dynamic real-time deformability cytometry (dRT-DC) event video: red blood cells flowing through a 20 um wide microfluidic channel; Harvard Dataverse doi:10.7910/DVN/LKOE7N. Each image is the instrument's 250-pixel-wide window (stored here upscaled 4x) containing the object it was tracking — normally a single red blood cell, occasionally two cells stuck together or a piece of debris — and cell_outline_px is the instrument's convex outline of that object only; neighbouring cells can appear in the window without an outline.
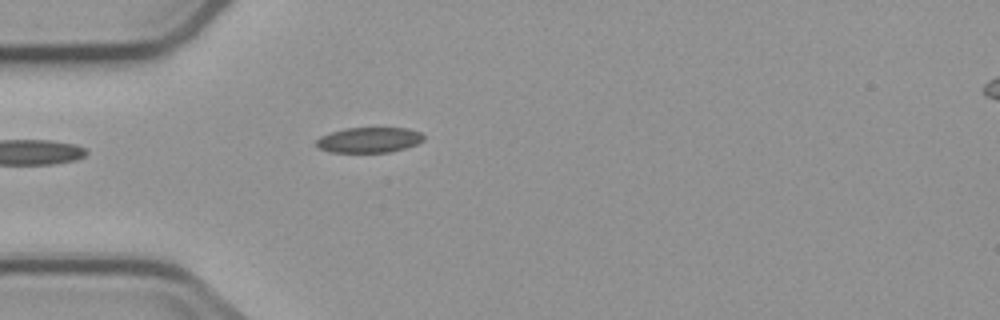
{"species": "common noctule bat (a hibernating species)", "species_latin": "Nyctalus noctula", "temperature_condition": "cold", "stored_images_in_passage": 4, "camera_frame_rate_fps": 3000, "um_per_image_px": 0.085, "animal": {"sex": "male", "body_mass_g": 23.1, "forearm_length_mm": 52.7}, "frame": {"image": 1, "passage_image": 4, "time_ms": 4.333, "image_size_px": [1000, 320], "cell_outline_px": [[424, 140], [416, 144], [404, 148], [388, 152], [332, 152], [320, 148], [316, 144], [316, 140], [320, 136], [344, 128], [408, 128], [420, 132], [424, 136]], "centroid_in_image_um": [31.38, 11.89], "position_along_channel_um": 53.6, "area_um2": 15.72}}